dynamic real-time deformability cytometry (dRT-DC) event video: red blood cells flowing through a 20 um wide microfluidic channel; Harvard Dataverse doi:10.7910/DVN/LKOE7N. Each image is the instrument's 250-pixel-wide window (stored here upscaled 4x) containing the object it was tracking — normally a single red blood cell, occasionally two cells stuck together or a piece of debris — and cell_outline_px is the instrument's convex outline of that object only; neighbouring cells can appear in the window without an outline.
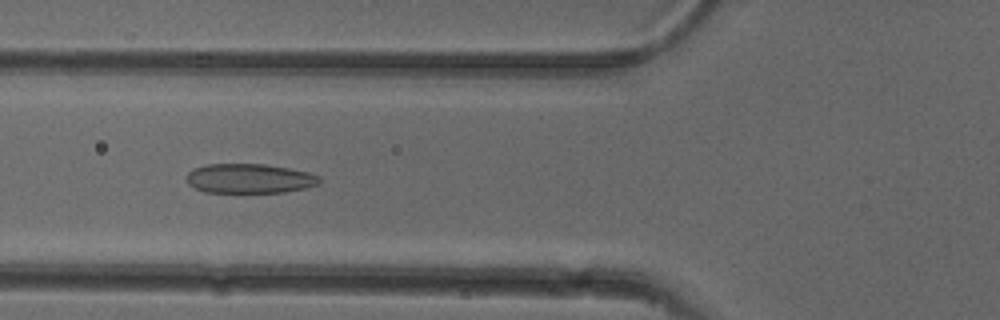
{"species": "common noctule bat (a hibernating species)", "species_latin": "Nyctalus noctula", "temperature_condition": "cold", "stored_images_in_passage": 52, "camera_frame_rate_fps": 3000, "um_per_image_px": 0.085, "animal": {"sex": "female"}, "frame": {"image": 1, "passage_image": 19, "time_ms": 6.0, "image_size_px": [1000, 320], "cell_outline_px": [[320, 184], [304, 188], [284, 192], [204, 192], [188, 184], [184, 176], [192, 168], [208, 164], [264, 164], [288, 168], [308, 172], [320, 176]], "centroid_in_image_um": [21.17, 15.17], "position_along_channel_um": 104.6, "area_um2": 22.95}}
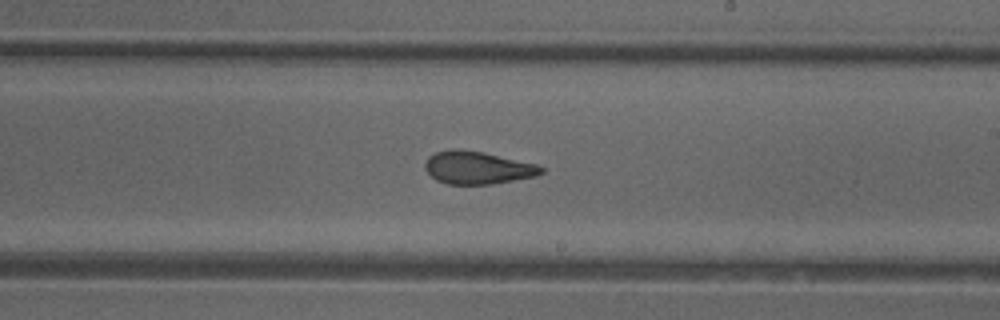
{"frame": {"image": 2, "passage_image": 30, "time_ms": 9.667, "image_size_px": [1000, 320], "cell_outline_px": [[544, 172], [536, 176], [492, 184], [448, 184], [436, 180], [424, 168], [424, 164], [428, 156], [436, 152], [456, 148], [460, 148], [484, 152], [536, 164], [544, 168]], "centroid_in_image_um": [40.58, 14.24], "position_along_channel_um": 248.4, "area_um2": 22.2}}
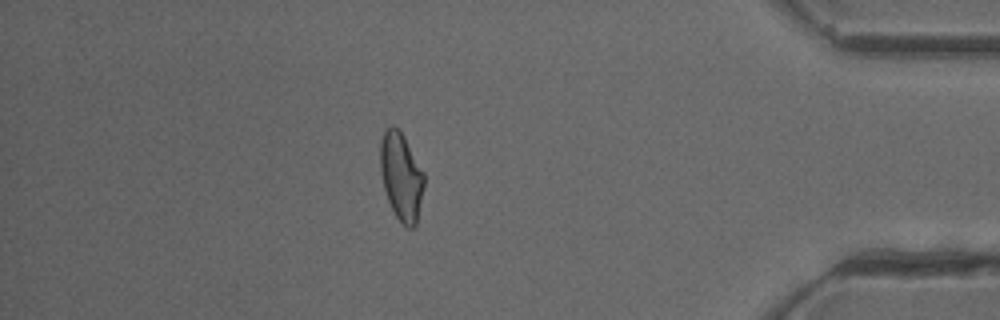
{"frame": {"image": 3, "passage_image": 45, "time_ms": 14.667, "image_size_px": [1000, 320], "cell_outline_px": [[424, 188], [416, 224], [412, 228], [408, 228], [396, 216], [388, 200], [384, 188], [380, 172], [380, 140], [384, 132], [392, 124], [400, 128], [424, 172]], "centroid_in_image_um": [34.1, 14.95], "position_along_channel_um": 401.1, "area_um2": 22.48}, "authors_computed_cell_mechanics": {"area_um2": 23.0044, "velocity_mm_per_s": 3.9056, "shape_relaxation_time_tau1_ms": null, "shape_relaxation_time_tau2_ms": 2.0732, "deformation_change_tau1": null, "deformation_change_tau2": 0.0917}}